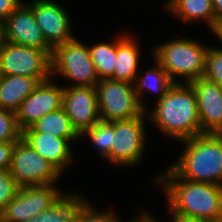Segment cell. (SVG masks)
<instances>
[{
  "mask_svg": "<svg viewBox=\"0 0 222 222\" xmlns=\"http://www.w3.org/2000/svg\"><path fill=\"white\" fill-rule=\"evenodd\" d=\"M88 48L99 80H113V72L117 56V38H115V41L112 43L101 42L93 46H88Z\"/></svg>",
  "mask_w": 222,
  "mask_h": 222,
  "instance_id": "obj_23",
  "label": "cell"
},
{
  "mask_svg": "<svg viewBox=\"0 0 222 222\" xmlns=\"http://www.w3.org/2000/svg\"><path fill=\"white\" fill-rule=\"evenodd\" d=\"M28 6L52 48L75 38L72 36L69 13L60 4L52 0H34Z\"/></svg>",
  "mask_w": 222,
  "mask_h": 222,
  "instance_id": "obj_13",
  "label": "cell"
},
{
  "mask_svg": "<svg viewBox=\"0 0 222 222\" xmlns=\"http://www.w3.org/2000/svg\"><path fill=\"white\" fill-rule=\"evenodd\" d=\"M136 218L138 219H133L132 221L130 222H157L156 219H154V217H152L149 213H146L145 211H143L141 214H140V218L139 216Z\"/></svg>",
  "mask_w": 222,
  "mask_h": 222,
  "instance_id": "obj_32",
  "label": "cell"
},
{
  "mask_svg": "<svg viewBox=\"0 0 222 222\" xmlns=\"http://www.w3.org/2000/svg\"><path fill=\"white\" fill-rule=\"evenodd\" d=\"M55 184L23 186L0 214V222H25L53 204L62 194Z\"/></svg>",
  "mask_w": 222,
  "mask_h": 222,
  "instance_id": "obj_10",
  "label": "cell"
},
{
  "mask_svg": "<svg viewBox=\"0 0 222 222\" xmlns=\"http://www.w3.org/2000/svg\"><path fill=\"white\" fill-rule=\"evenodd\" d=\"M145 111L141 116L114 121L112 135L111 164L136 167L145 149Z\"/></svg>",
  "mask_w": 222,
  "mask_h": 222,
  "instance_id": "obj_9",
  "label": "cell"
},
{
  "mask_svg": "<svg viewBox=\"0 0 222 222\" xmlns=\"http://www.w3.org/2000/svg\"><path fill=\"white\" fill-rule=\"evenodd\" d=\"M22 0H0V19L6 20L22 3Z\"/></svg>",
  "mask_w": 222,
  "mask_h": 222,
  "instance_id": "obj_30",
  "label": "cell"
},
{
  "mask_svg": "<svg viewBox=\"0 0 222 222\" xmlns=\"http://www.w3.org/2000/svg\"><path fill=\"white\" fill-rule=\"evenodd\" d=\"M10 173L18 186L56 184L61 173L22 138L16 142Z\"/></svg>",
  "mask_w": 222,
  "mask_h": 222,
  "instance_id": "obj_8",
  "label": "cell"
},
{
  "mask_svg": "<svg viewBox=\"0 0 222 222\" xmlns=\"http://www.w3.org/2000/svg\"><path fill=\"white\" fill-rule=\"evenodd\" d=\"M57 72L74 82L69 86L95 87L99 81L88 45L77 38L53 48L51 74Z\"/></svg>",
  "mask_w": 222,
  "mask_h": 222,
  "instance_id": "obj_5",
  "label": "cell"
},
{
  "mask_svg": "<svg viewBox=\"0 0 222 222\" xmlns=\"http://www.w3.org/2000/svg\"><path fill=\"white\" fill-rule=\"evenodd\" d=\"M22 139L44 159L49 161L61 174L72 160L71 141L80 138H59L47 133L22 132Z\"/></svg>",
  "mask_w": 222,
  "mask_h": 222,
  "instance_id": "obj_16",
  "label": "cell"
},
{
  "mask_svg": "<svg viewBox=\"0 0 222 222\" xmlns=\"http://www.w3.org/2000/svg\"><path fill=\"white\" fill-rule=\"evenodd\" d=\"M6 42L5 21L0 19V48Z\"/></svg>",
  "mask_w": 222,
  "mask_h": 222,
  "instance_id": "obj_34",
  "label": "cell"
},
{
  "mask_svg": "<svg viewBox=\"0 0 222 222\" xmlns=\"http://www.w3.org/2000/svg\"><path fill=\"white\" fill-rule=\"evenodd\" d=\"M88 135L91 143L99 153L111 163L112 135H114V122L99 121L90 129L81 134V138ZM83 136V137H82Z\"/></svg>",
  "mask_w": 222,
  "mask_h": 222,
  "instance_id": "obj_24",
  "label": "cell"
},
{
  "mask_svg": "<svg viewBox=\"0 0 222 222\" xmlns=\"http://www.w3.org/2000/svg\"><path fill=\"white\" fill-rule=\"evenodd\" d=\"M171 218H172L171 222H194V221H185V220L177 219L174 217H171Z\"/></svg>",
  "mask_w": 222,
  "mask_h": 222,
  "instance_id": "obj_35",
  "label": "cell"
},
{
  "mask_svg": "<svg viewBox=\"0 0 222 222\" xmlns=\"http://www.w3.org/2000/svg\"><path fill=\"white\" fill-rule=\"evenodd\" d=\"M215 12V22L222 20V0H212Z\"/></svg>",
  "mask_w": 222,
  "mask_h": 222,
  "instance_id": "obj_31",
  "label": "cell"
},
{
  "mask_svg": "<svg viewBox=\"0 0 222 222\" xmlns=\"http://www.w3.org/2000/svg\"><path fill=\"white\" fill-rule=\"evenodd\" d=\"M22 131L16 121V113L0 108V142H17Z\"/></svg>",
  "mask_w": 222,
  "mask_h": 222,
  "instance_id": "obj_26",
  "label": "cell"
},
{
  "mask_svg": "<svg viewBox=\"0 0 222 222\" xmlns=\"http://www.w3.org/2000/svg\"><path fill=\"white\" fill-rule=\"evenodd\" d=\"M203 133L222 134V87L201 77L190 82Z\"/></svg>",
  "mask_w": 222,
  "mask_h": 222,
  "instance_id": "obj_15",
  "label": "cell"
},
{
  "mask_svg": "<svg viewBox=\"0 0 222 222\" xmlns=\"http://www.w3.org/2000/svg\"><path fill=\"white\" fill-rule=\"evenodd\" d=\"M0 73L37 78L43 82L51 78V56L44 50L6 42L0 48Z\"/></svg>",
  "mask_w": 222,
  "mask_h": 222,
  "instance_id": "obj_7",
  "label": "cell"
},
{
  "mask_svg": "<svg viewBox=\"0 0 222 222\" xmlns=\"http://www.w3.org/2000/svg\"><path fill=\"white\" fill-rule=\"evenodd\" d=\"M183 142L186 147L168 169L177 178L222 186V134L203 133Z\"/></svg>",
  "mask_w": 222,
  "mask_h": 222,
  "instance_id": "obj_3",
  "label": "cell"
},
{
  "mask_svg": "<svg viewBox=\"0 0 222 222\" xmlns=\"http://www.w3.org/2000/svg\"><path fill=\"white\" fill-rule=\"evenodd\" d=\"M51 78L40 82L34 91L24 99L16 112V121L21 131L49 112L62 107L64 87L51 82Z\"/></svg>",
  "mask_w": 222,
  "mask_h": 222,
  "instance_id": "obj_11",
  "label": "cell"
},
{
  "mask_svg": "<svg viewBox=\"0 0 222 222\" xmlns=\"http://www.w3.org/2000/svg\"><path fill=\"white\" fill-rule=\"evenodd\" d=\"M2 77H3V75L0 73V83H1Z\"/></svg>",
  "mask_w": 222,
  "mask_h": 222,
  "instance_id": "obj_36",
  "label": "cell"
},
{
  "mask_svg": "<svg viewBox=\"0 0 222 222\" xmlns=\"http://www.w3.org/2000/svg\"><path fill=\"white\" fill-rule=\"evenodd\" d=\"M62 107L80 135L100 121L95 87H64Z\"/></svg>",
  "mask_w": 222,
  "mask_h": 222,
  "instance_id": "obj_12",
  "label": "cell"
},
{
  "mask_svg": "<svg viewBox=\"0 0 222 222\" xmlns=\"http://www.w3.org/2000/svg\"><path fill=\"white\" fill-rule=\"evenodd\" d=\"M5 32L6 41L9 43L37 48L52 55L53 48L46 42L43 31L27 3L23 2L5 20Z\"/></svg>",
  "mask_w": 222,
  "mask_h": 222,
  "instance_id": "obj_14",
  "label": "cell"
},
{
  "mask_svg": "<svg viewBox=\"0 0 222 222\" xmlns=\"http://www.w3.org/2000/svg\"><path fill=\"white\" fill-rule=\"evenodd\" d=\"M39 83L37 78L22 75L3 76L0 83V108L16 113Z\"/></svg>",
  "mask_w": 222,
  "mask_h": 222,
  "instance_id": "obj_19",
  "label": "cell"
},
{
  "mask_svg": "<svg viewBox=\"0 0 222 222\" xmlns=\"http://www.w3.org/2000/svg\"><path fill=\"white\" fill-rule=\"evenodd\" d=\"M22 132L47 133L59 138H81L63 107L47 113Z\"/></svg>",
  "mask_w": 222,
  "mask_h": 222,
  "instance_id": "obj_22",
  "label": "cell"
},
{
  "mask_svg": "<svg viewBox=\"0 0 222 222\" xmlns=\"http://www.w3.org/2000/svg\"><path fill=\"white\" fill-rule=\"evenodd\" d=\"M88 203V199L79 194L62 193L46 210L25 222H79Z\"/></svg>",
  "mask_w": 222,
  "mask_h": 222,
  "instance_id": "obj_17",
  "label": "cell"
},
{
  "mask_svg": "<svg viewBox=\"0 0 222 222\" xmlns=\"http://www.w3.org/2000/svg\"><path fill=\"white\" fill-rule=\"evenodd\" d=\"M95 209L89 202L82 211L79 222H122L119 220L118 215H115V212L113 213L111 210L99 212Z\"/></svg>",
  "mask_w": 222,
  "mask_h": 222,
  "instance_id": "obj_28",
  "label": "cell"
},
{
  "mask_svg": "<svg viewBox=\"0 0 222 222\" xmlns=\"http://www.w3.org/2000/svg\"><path fill=\"white\" fill-rule=\"evenodd\" d=\"M208 48L194 39L178 38L157 45L154 48L153 58L174 83H180L175 80L180 76L186 80V83H190L203 77Z\"/></svg>",
  "mask_w": 222,
  "mask_h": 222,
  "instance_id": "obj_4",
  "label": "cell"
},
{
  "mask_svg": "<svg viewBox=\"0 0 222 222\" xmlns=\"http://www.w3.org/2000/svg\"><path fill=\"white\" fill-rule=\"evenodd\" d=\"M139 46L135 37L120 35L117 37V56L113 80L133 83L139 72Z\"/></svg>",
  "mask_w": 222,
  "mask_h": 222,
  "instance_id": "obj_18",
  "label": "cell"
},
{
  "mask_svg": "<svg viewBox=\"0 0 222 222\" xmlns=\"http://www.w3.org/2000/svg\"><path fill=\"white\" fill-rule=\"evenodd\" d=\"M155 61V67L149 68L148 71H145L142 76L137 75L133 82L134 92L139 99L141 107L146 111L145 104H143V96L144 91H154L158 93V98L156 101H159L165 93L170 89V87L174 84L171 78L168 76L167 72L162 68V66Z\"/></svg>",
  "mask_w": 222,
  "mask_h": 222,
  "instance_id": "obj_21",
  "label": "cell"
},
{
  "mask_svg": "<svg viewBox=\"0 0 222 222\" xmlns=\"http://www.w3.org/2000/svg\"><path fill=\"white\" fill-rule=\"evenodd\" d=\"M163 173L154 182L163 187L172 217L194 222L222 219L221 185L177 178L169 169Z\"/></svg>",
  "mask_w": 222,
  "mask_h": 222,
  "instance_id": "obj_1",
  "label": "cell"
},
{
  "mask_svg": "<svg viewBox=\"0 0 222 222\" xmlns=\"http://www.w3.org/2000/svg\"><path fill=\"white\" fill-rule=\"evenodd\" d=\"M210 30L222 41V20L216 21Z\"/></svg>",
  "mask_w": 222,
  "mask_h": 222,
  "instance_id": "obj_33",
  "label": "cell"
},
{
  "mask_svg": "<svg viewBox=\"0 0 222 222\" xmlns=\"http://www.w3.org/2000/svg\"><path fill=\"white\" fill-rule=\"evenodd\" d=\"M155 103L147 115L161 133L181 142L202 134L197 98L190 83H174Z\"/></svg>",
  "mask_w": 222,
  "mask_h": 222,
  "instance_id": "obj_2",
  "label": "cell"
},
{
  "mask_svg": "<svg viewBox=\"0 0 222 222\" xmlns=\"http://www.w3.org/2000/svg\"><path fill=\"white\" fill-rule=\"evenodd\" d=\"M100 120L114 122L141 116V107L133 83L100 79L95 86Z\"/></svg>",
  "mask_w": 222,
  "mask_h": 222,
  "instance_id": "obj_6",
  "label": "cell"
},
{
  "mask_svg": "<svg viewBox=\"0 0 222 222\" xmlns=\"http://www.w3.org/2000/svg\"><path fill=\"white\" fill-rule=\"evenodd\" d=\"M203 78L222 87V50L215 47L208 48Z\"/></svg>",
  "mask_w": 222,
  "mask_h": 222,
  "instance_id": "obj_25",
  "label": "cell"
},
{
  "mask_svg": "<svg viewBox=\"0 0 222 222\" xmlns=\"http://www.w3.org/2000/svg\"><path fill=\"white\" fill-rule=\"evenodd\" d=\"M168 11L177 15L181 22L205 20L211 29L215 23L212 0H168L164 5Z\"/></svg>",
  "mask_w": 222,
  "mask_h": 222,
  "instance_id": "obj_20",
  "label": "cell"
},
{
  "mask_svg": "<svg viewBox=\"0 0 222 222\" xmlns=\"http://www.w3.org/2000/svg\"><path fill=\"white\" fill-rule=\"evenodd\" d=\"M19 188L10 170L0 171V214L5 209L7 203L16 196Z\"/></svg>",
  "mask_w": 222,
  "mask_h": 222,
  "instance_id": "obj_27",
  "label": "cell"
},
{
  "mask_svg": "<svg viewBox=\"0 0 222 222\" xmlns=\"http://www.w3.org/2000/svg\"><path fill=\"white\" fill-rule=\"evenodd\" d=\"M16 142H0V171L9 170Z\"/></svg>",
  "mask_w": 222,
  "mask_h": 222,
  "instance_id": "obj_29",
  "label": "cell"
}]
</instances>
